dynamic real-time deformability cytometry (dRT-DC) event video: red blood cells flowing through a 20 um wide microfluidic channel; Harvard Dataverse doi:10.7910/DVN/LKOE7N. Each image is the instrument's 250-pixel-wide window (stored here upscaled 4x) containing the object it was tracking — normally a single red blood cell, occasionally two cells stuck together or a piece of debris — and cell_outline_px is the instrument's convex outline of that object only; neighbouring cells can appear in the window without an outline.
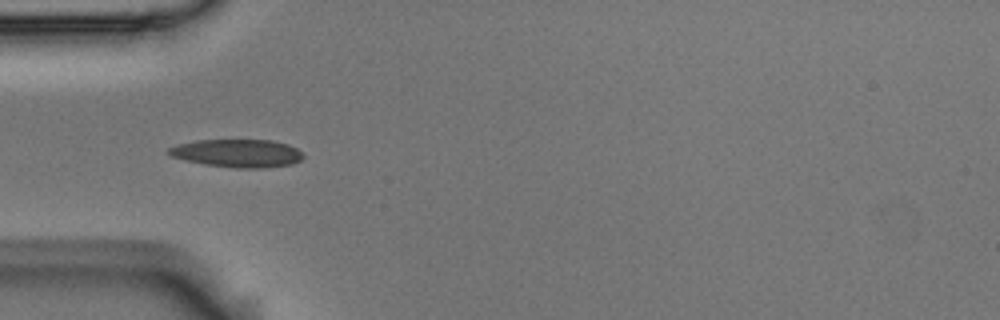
{"species": "Egyptian fruit bat (a non-hibernating species)", "species_latin": "Rousettus aegyptiacus", "temperature_condition": "room temperature", "stored_images_in_passage": 9, "camera_frame_rate_fps": 3000, "um_per_image_px": 0.085, "animal": {"sex": "male"}, "frame": {"image": 1, "passage_image": 3, "time_ms": 0.667, "image_size_px": [1000, 320], "cell_outline_px": [[304, 156], [300, 160], [292, 164], [264, 168], [236, 168], [204, 164], [172, 156], [164, 152], [168, 148], [176, 144], [196, 140], [272, 140], [288, 144], [304, 152]], "centroid_in_image_um": [20.19, 13.02], "position_along_channel_um": 64.8, "area_um2": 22.08}}
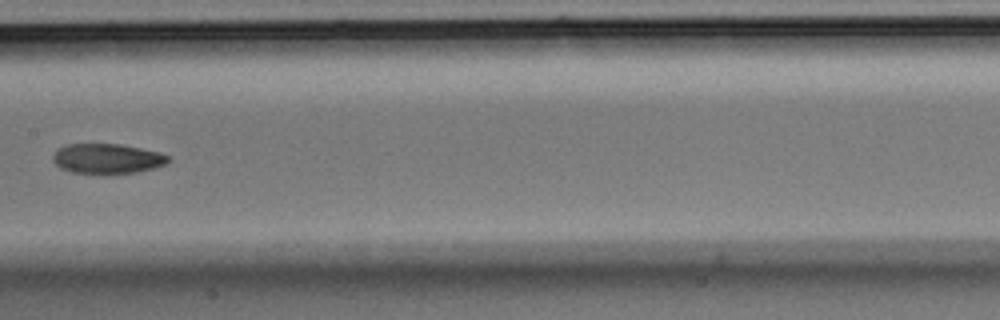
{"frame": {"image": 2, "passage_image": 6, "time_ms": 1.667, "image_size_px": [1000, 320], "cell_outline_px": [[168, 160], [164, 164], [152, 168], [136, 172], [108, 176], [104, 176], [72, 172], [60, 168], [52, 160], [52, 156], [60, 148], [68, 144], [120, 144], [160, 152], [168, 156]], "centroid_in_image_um": [9.08, 13.52], "position_along_channel_um": 198.3, "area_um2": 20.46}}
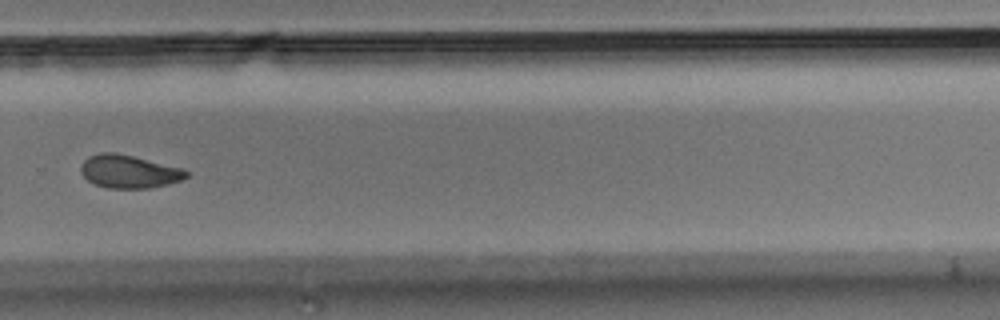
{"frame": {"image": 3, "passage_image": 9, "time_ms": 2.667, "image_size_px": [1000, 320], "cell_outline_px": [[188, 176], [180, 180], [168, 184], [148, 188], [108, 188], [96, 184], [88, 180], [80, 172], [80, 164], [88, 156], [100, 152], [116, 152], [184, 168], [188, 172]], "centroid_in_image_um": [10.95, 14.56], "position_along_channel_um": 318.9, "area_um2": 20.4}}